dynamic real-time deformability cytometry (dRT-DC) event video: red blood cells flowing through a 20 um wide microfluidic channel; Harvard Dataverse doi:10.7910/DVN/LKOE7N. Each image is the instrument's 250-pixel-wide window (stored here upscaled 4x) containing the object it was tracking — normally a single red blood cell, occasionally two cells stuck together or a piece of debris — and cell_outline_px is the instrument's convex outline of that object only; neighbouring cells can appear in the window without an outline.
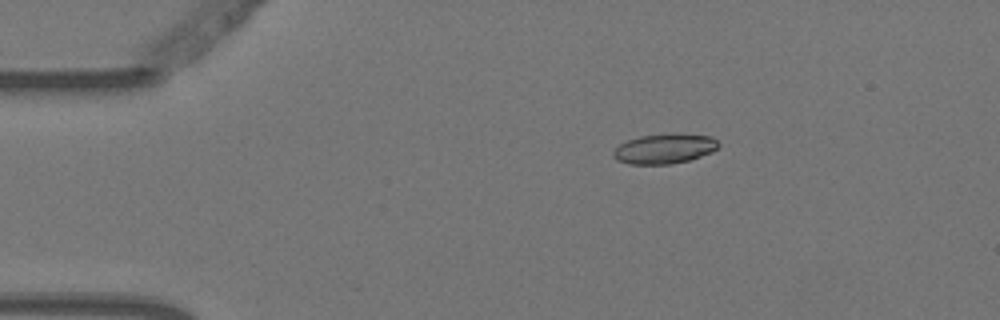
{"species": "Egyptian fruit bat (a non-hibernating species)", "species_latin": "Rousettus aegyptiacus", "temperature_condition": "warm", "stored_images_in_passage": 9, "camera_frame_rate_fps": 3000, "um_per_image_px": 0.085, "animal": {"sex": "female"}, "frame": {"image": 1, "passage_image": 2, "time_ms": 0.333, "image_size_px": [1000, 320], "cell_outline_px": [[720, 144], [712, 152], [688, 160], [668, 164], [628, 164], [616, 160], [612, 156], [612, 152], [620, 144], [628, 140], [640, 136], [712, 136]], "centroid_in_image_um": [56.41, 12.69], "position_along_channel_um": 28.6, "area_um2": 17.46}}
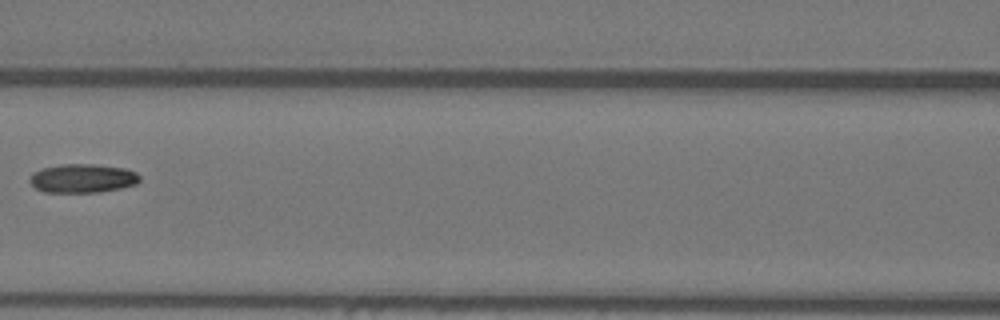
{"frame": {"image": 2, "passage_image": 6, "time_ms": 1.667, "image_size_px": [1000, 320], "cell_outline_px": [[140, 180], [136, 184], [120, 188], [96, 192], [44, 192], [36, 188], [28, 180], [32, 172], [40, 168], [60, 164], [92, 164], [124, 168], [136, 172], [140, 176]], "centroid_in_image_um": [6.98, 15.15], "position_along_channel_um": 159.6, "area_um2": 18.5}}
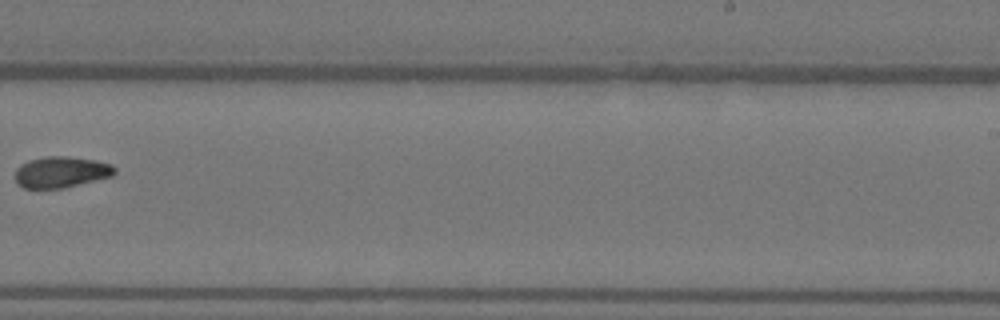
{"frame": {"image": 3, "passage_image": 9, "time_ms": 2.667, "image_size_px": [1000, 320], "cell_outline_px": [[116, 172], [112, 176], [64, 188], [24, 188], [16, 184], [16, 168], [20, 164], [28, 160], [44, 156], [68, 156], [92, 160], [112, 164], [116, 168]], "centroid_in_image_um": [5.18, 14.62], "position_along_channel_um": 283.8, "area_um2": 18.15}}